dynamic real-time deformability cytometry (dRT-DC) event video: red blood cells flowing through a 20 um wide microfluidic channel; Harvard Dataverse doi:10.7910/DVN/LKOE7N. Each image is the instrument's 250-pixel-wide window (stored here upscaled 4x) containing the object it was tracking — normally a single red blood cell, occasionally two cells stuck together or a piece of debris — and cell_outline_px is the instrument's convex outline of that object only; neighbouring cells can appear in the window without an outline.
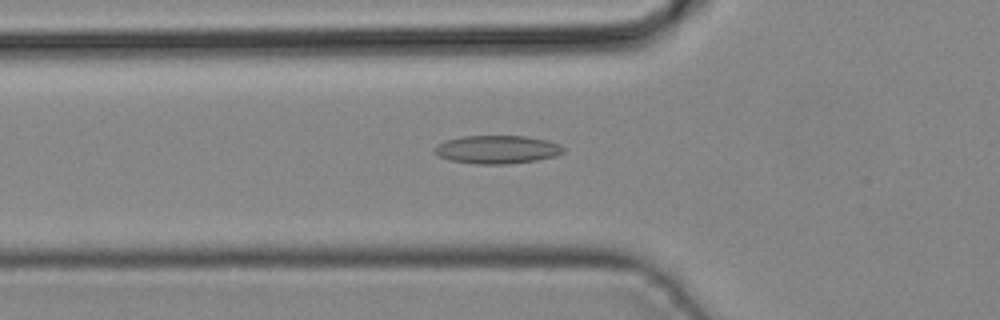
{"species": "common noctule bat (a hibernating species)", "species_latin": "Nyctalus noctula", "temperature_condition": "cold", "stored_images_in_passage": 11, "camera_frame_rate_fps": 3000, "um_per_image_px": 0.085, "animal": {"sex": "male", "body_mass_g": 19.2, "forearm_length_mm": 51.8}, "frame": {"image": 1, "passage_image": 5, "time_ms": 1.333, "image_size_px": [1000, 320], "cell_outline_px": [[564, 152], [556, 156], [536, 160], [508, 164], [476, 164], [448, 160], [432, 152], [432, 148], [436, 144], [444, 140], [464, 136], [524, 136], [548, 140], [560, 144], [564, 148]], "centroid_in_image_um": [42.22, 12.71], "position_along_channel_um": 83.6, "area_um2": 21.44}}
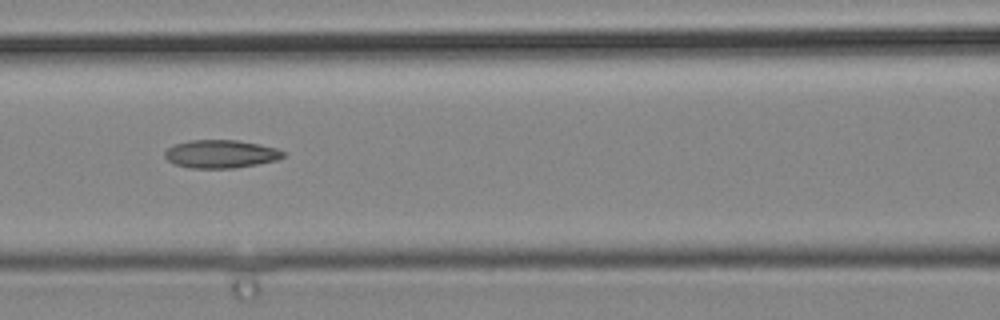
{"frame": {"image": 2, "passage_image": 9, "time_ms": 2.667, "image_size_px": [1000, 320], "cell_outline_px": [[284, 156], [276, 160], [256, 164], [232, 168], [188, 168], [176, 164], [168, 160], [164, 156], [164, 152], [168, 148], [176, 144], [188, 140], [236, 140], [276, 148], [284, 152]], "centroid_in_image_um": [18.73, 13.09], "position_along_channel_um": 147.9, "area_um2": 19.13}}
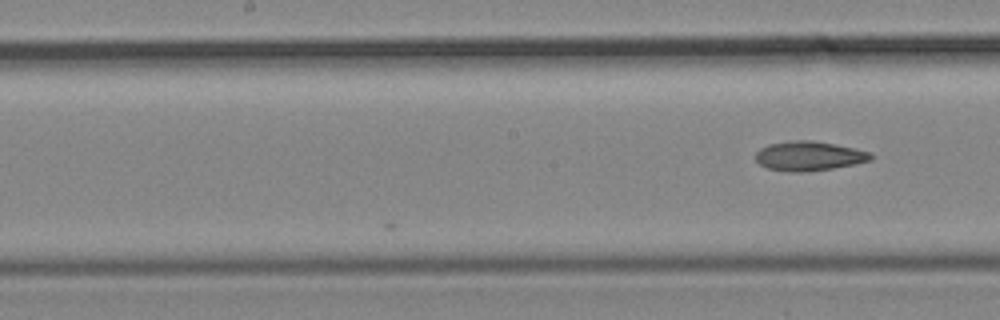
{"frame": {"image": 3, "passage_image": 11, "time_ms": 3.333, "image_size_px": [1000, 320], "cell_outline_px": [[872, 160], [832, 168], [800, 172], [792, 172], [768, 168], [760, 164], [756, 160], [756, 152], [760, 148], [768, 144], [796, 140], [804, 140], [836, 144], [856, 148], [868, 152], [872, 156]], "centroid_in_image_um": [68.74, 13.25], "position_along_channel_um": 179.5, "area_um2": 19.42}}